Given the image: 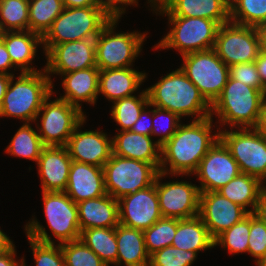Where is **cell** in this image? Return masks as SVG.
<instances>
[{"instance_id":"6da1fadb","label":"cell","mask_w":266,"mask_h":266,"mask_svg":"<svg viewBox=\"0 0 266 266\" xmlns=\"http://www.w3.org/2000/svg\"><path fill=\"white\" fill-rule=\"evenodd\" d=\"M212 122L213 118L209 116L192 120L187 125L180 124L174 135L161 146L159 172L164 173L165 176L193 174L198 169L202 158L219 139V130L216 134H211L214 126Z\"/></svg>"},{"instance_id":"7a4b0ae2","label":"cell","mask_w":266,"mask_h":266,"mask_svg":"<svg viewBox=\"0 0 266 266\" xmlns=\"http://www.w3.org/2000/svg\"><path fill=\"white\" fill-rule=\"evenodd\" d=\"M146 90L151 106L173 112L180 118L192 115L193 120H200L211 116V104L180 68Z\"/></svg>"},{"instance_id":"3957f363","label":"cell","mask_w":266,"mask_h":266,"mask_svg":"<svg viewBox=\"0 0 266 266\" xmlns=\"http://www.w3.org/2000/svg\"><path fill=\"white\" fill-rule=\"evenodd\" d=\"M14 83L11 76L9 86L0 106V117H13L25 123L35 122L44 100L53 92L51 76L45 68L39 72H20Z\"/></svg>"},{"instance_id":"277c9868","label":"cell","mask_w":266,"mask_h":266,"mask_svg":"<svg viewBox=\"0 0 266 266\" xmlns=\"http://www.w3.org/2000/svg\"><path fill=\"white\" fill-rule=\"evenodd\" d=\"M113 15L104 6L64 7L42 36L45 54L57 44L95 39Z\"/></svg>"},{"instance_id":"5b68a950","label":"cell","mask_w":266,"mask_h":266,"mask_svg":"<svg viewBox=\"0 0 266 266\" xmlns=\"http://www.w3.org/2000/svg\"><path fill=\"white\" fill-rule=\"evenodd\" d=\"M266 100V91L247 86L229 77L221 94L211 104V117L231 128H254Z\"/></svg>"},{"instance_id":"8992f818","label":"cell","mask_w":266,"mask_h":266,"mask_svg":"<svg viewBox=\"0 0 266 266\" xmlns=\"http://www.w3.org/2000/svg\"><path fill=\"white\" fill-rule=\"evenodd\" d=\"M119 19L113 16L95 38L96 66L100 70L131 67L147 38V34L135 31L114 32Z\"/></svg>"},{"instance_id":"52a82bcc","label":"cell","mask_w":266,"mask_h":266,"mask_svg":"<svg viewBox=\"0 0 266 266\" xmlns=\"http://www.w3.org/2000/svg\"><path fill=\"white\" fill-rule=\"evenodd\" d=\"M172 29L154 48L176 49L180 55L214 48L218 22L205 18L168 16Z\"/></svg>"},{"instance_id":"ba28073f","label":"cell","mask_w":266,"mask_h":266,"mask_svg":"<svg viewBox=\"0 0 266 266\" xmlns=\"http://www.w3.org/2000/svg\"><path fill=\"white\" fill-rule=\"evenodd\" d=\"M106 193L115 199L155 183L159 170L151 163L112 153L103 166Z\"/></svg>"},{"instance_id":"9c48e42d","label":"cell","mask_w":266,"mask_h":266,"mask_svg":"<svg viewBox=\"0 0 266 266\" xmlns=\"http://www.w3.org/2000/svg\"><path fill=\"white\" fill-rule=\"evenodd\" d=\"M219 139L230 151L241 173L257 177L266 185V141L255 128L220 130Z\"/></svg>"},{"instance_id":"30bf717a","label":"cell","mask_w":266,"mask_h":266,"mask_svg":"<svg viewBox=\"0 0 266 266\" xmlns=\"http://www.w3.org/2000/svg\"><path fill=\"white\" fill-rule=\"evenodd\" d=\"M181 71L212 104L221 94L229 79V67L218 57L214 49L182 55Z\"/></svg>"},{"instance_id":"8fae6325","label":"cell","mask_w":266,"mask_h":266,"mask_svg":"<svg viewBox=\"0 0 266 266\" xmlns=\"http://www.w3.org/2000/svg\"><path fill=\"white\" fill-rule=\"evenodd\" d=\"M52 94L53 92L44 100L37 114V119L42 114L37 132L45 146H66L69 137L86 116L83 110L63 99L49 101Z\"/></svg>"},{"instance_id":"7c38bea8","label":"cell","mask_w":266,"mask_h":266,"mask_svg":"<svg viewBox=\"0 0 266 266\" xmlns=\"http://www.w3.org/2000/svg\"><path fill=\"white\" fill-rule=\"evenodd\" d=\"M213 49L228 67L253 62L261 51L257 29L233 22L222 24Z\"/></svg>"},{"instance_id":"4fadbf2b","label":"cell","mask_w":266,"mask_h":266,"mask_svg":"<svg viewBox=\"0 0 266 266\" xmlns=\"http://www.w3.org/2000/svg\"><path fill=\"white\" fill-rule=\"evenodd\" d=\"M164 173L156 177V192L162 217L188 219L199 215L200 190L187 181L160 182Z\"/></svg>"},{"instance_id":"5bb4252c","label":"cell","mask_w":266,"mask_h":266,"mask_svg":"<svg viewBox=\"0 0 266 266\" xmlns=\"http://www.w3.org/2000/svg\"><path fill=\"white\" fill-rule=\"evenodd\" d=\"M43 205L47 223L59 244L80 239L77 204L65 192H44Z\"/></svg>"},{"instance_id":"9a60e30c","label":"cell","mask_w":266,"mask_h":266,"mask_svg":"<svg viewBox=\"0 0 266 266\" xmlns=\"http://www.w3.org/2000/svg\"><path fill=\"white\" fill-rule=\"evenodd\" d=\"M119 223L146 230L162 218L155 183L118 199Z\"/></svg>"},{"instance_id":"2e32d148","label":"cell","mask_w":266,"mask_h":266,"mask_svg":"<svg viewBox=\"0 0 266 266\" xmlns=\"http://www.w3.org/2000/svg\"><path fill=\"white\" fill-rule=\"evenodd\" d=\"M239 173L237 162L220 139L209 149L194 172L200 181V192L217 191Z\"/></svg>"},{"instance_id":"e0dca14e","label":"cell","mask_w":266,"mask_h":266,"mask_svg":"<svg viewBox=\"0 0 266 266\" xmlns=\"http://www.w3.org/2000/svg\"><path fill=\"white\" fill-rule=\"evenodd\" d=\"M45 71L66 74L96 66L95 39H84L54 45L46 54Z\"/></svg>"},{"instance_id":"ac0fdd59","label":"cell","mask_w":266,"mask_h":266,"mask_svg":"<svg viewBox=\"0 0 266 266\" xmlns=\"http://www.w3.org/2000/svg\"><path fill=\"white\" fill-rule=\"evenodd\" d=\"M248 214L244 208L217 191L200 193L198 216L214 240Z\"/></svg>"},{"instance_id":"d6986e66","label":"cell","mask_w":266,"mask_h":266,"mask_svg":"<svg viewBox=\"0 0 266 266\" xmlns=\"http://www.w3.org/2000/svg\"><path fill=\"white\" fill-rule=\"evenodd\" d=\"M86 118L77 125L66 148L72 160L103 168L113 153L112 138L98 130L81 131Z\"/></svg>"},{"instance_id":"ffe728a7","label":"cell","mask_w":266,"mask_h":266,"mask_svg":"<svg viewBox=\"0 0 266 266\" xmlns=\"http://www.w3.org/2000/svg\"><path fill=\"white\" fill-rule=\"evenodd\" d=\"M150 5L165 16L200 17L220 25L230 22L229 0H151Z\"/></svg>"},{"instance_id":"44dd1931","label":"cell","mask_w":266,"mask_h":266,"mask_svg":"<svg viewBox=\"0 0 266 266\" xmlns=\"http://www.w3.org/2000/svg\"><path fill=\"white\" fill-rule=\"evenodd\" d=\"M71 162L66 146H45L37 162L42 191L65 192Z\"/></svg>"},{"instance_id":"7402d4cb","label":"cell","mask_w":266,"mask_h":266,"mask_svg":"<svg viewBox=\"0 0 266 266\" xmlns=\"http://www.w3.org/2000/svg\"><path fill=\"white\" fill-rule=\"evenodd\" d=\"M65 193L76 204L106 195L103 168L72 160Z\"/></svg>"},{"instance_id":"603a6c76","label":"cell","mask_w":266,"mask_h":266,"mask_svg":"<svg viewBox=\"0 0 266 266\" xmlns=\"http://www.w3.org/2000/svg\"><path fill=\"white\" fill-rule=\"evenodd\" d=\"M113 154L153 164L158 170L161 163V146L152 141L151 136L132 132L119 131L112 137Z\"/></svg>"},{"instance_id":"cb8c5ba5","label":"cell","mask_w":266,"mask_h":266,"mask_svg":"<svg viewBox=\"0 0 266 266\" xmlns=\"http://www.w3.org/2000/svg\"><path fill=\"white\" fill-rule=\"evenodd\" d=\"M146 77V73L131 67L100 70L98 94L102 93L112 103L133 96Z\"/></svg>"},{"instance_id":"d4e9b609","label":"cell","mask_w":266,"mask_h":266,"mask_svg":"<svg viewBox=\"0 0 266 266\" xmlns=\"http://www.w3.org/2000/svg\"><path fill=\"white\" fill-rule=\"evenodd\" d=\"M99 72L98 67H90L62 74L61 77L64 76L62 86L65 94L59 98L81 110L80 102L82 101L94 105L98 98Z\"/></svg>"},{"instance_id":"484cf974","label":"cell","mask_w":266,"mask_h":266,"mask_svg":"<svg viewBox=\"0 0 266 266\" xmlns=\"http://www.w3.org/2000/svg\"><path fill=\"white\" fill-rule=\"evenodd\" d=\"M80 231L119 224L118 199L109 194L77 203Z\"/></svg>"},{"instance_id":"4316f807","label":"cell","mask_w":266,"mask_h":266,"mask_svg":"<svg viewBox=\"0 0 266 266\" xmlns=\"http://www.w3.org/2000/svg\"><path fill=\"white\" fill-rule=\"evenodd\" d=\"M1 39L7 48L14 68L21 72H39L32 65L37 46L42 45V36L30 30L2 32ZM18 66V67H17Z\"/></svg>"},{"instance_id":"83f0119b","label":"cell","mask_w":266,"mask_h":266,"mask_svg":"<svg viewBox=\"0 0 266 266\" xmlns=\"http://www.w3.org/2000/svg\"><path fill=\"white\" fill-rule=\"evenodd\" d=\"M118 255L117 266H149L150 255L145 247L142 230L130 228L122 224L115 227Z\"/></svg>"},{"instance_id":"f1b7e54d","label":"cell","mask_w":266,"mask_h":266,"mask_svg":"<svg viewBox=\"0 0 266 266\" xmlns=\"http://www.w3.org/2000/svg\"><path fill=\"white\" fill-rule=\"evenodd\" d=\"M36 266H65L61 245L54 244L44 226L35 218L25 225ZM23 266H26L24 257Z\"/></svg>"},{"instance_id":"f546056e","label":"cell","mask_w":266,"mask_h":266,"mask_svg":"<svg viewBox=\"0 0 266 266\" xmlns=\"http://www.w3.org/2000/svg\"><path fill=\"white\" fill-rule=\"evenodd\" d=\"M264 185L257 177L240 172L217 192L244 208L248 213H254L260 195L266 188ZM250 206L251 209H247Z\"/></svg>"},{"instance_id":"4dcf8cb0","label":"cell","mask_w":266,"mask_h":266,"mask_svg":"<svg viewBox=\"0 0 266 266\" xmlns=\"http://www.w3.org/2000/svg\"><path fill=\"white\" fill-rule=\"evenodd\" d=\"M172 246L196 253L215 247L214 239L199 216L177 219V230L173 237Z\"/></svg>"},{"instance_id":"1f68e13d","label":"cell","mask_w":266,"mask_h":266,"mask_svg":"<svg viewBox=\"0 0 266 266\" xmlns=\"http://www.w3.org/2000/svg\"><path fill=\"white\" fill-rule=\"evenodd\" d=\"M80 239L108 266H117V239L115 227L90 228L81 232Z\"/></svg>"},{"instance_id":"d6a6232c","label":"cell","mask_w":266,"mask_h":266,"mask_svg":"<svg viewBox=\"0 0 266 266\" xmlns=\"http://www.w3.org/2000/svg\"><path fill=\"white\" fill-rule=\"evenodd\" d=\"M31 126L30 123H24L13 136L5 152L37 163L45 145Z\"/></svg>"},{"instance_id":"836d02e7","label":"cell","mask_w":266,"mask_h":266,"mask_svg":"<svg viewBox=\"0 0 266 266\" xmlns=\"http://www.w3.org/2000/svg\"><path fill=\"white\" fill-rule=\"evenodd\" d=\"M149 105L147 90L139 96L125 97L113 102L111 117L121 127L120 131L131 130L142 110Z\"/></svg>"},{"instance_id":"e575fe53","label":"cell","mask_w":266,"mask_h":266,"mask_svg":"<svg viewBox=\"0 0 266 266\" xmlns=\"http://www.w3.org/2000/svg\"><path fill=\"white\" fill-rule=\"evenodd\" d=\"M63 9L62 0H29V30L43 36Z\"/></svg>"},{"instance_id":"d590c367","label":"cell","mask_w":266,"mask_h":266,"mask_svg":"<svg viewBox=\"0 0 266 266\" xmlns=\"http://www.w3.org/2000/svg\"><path fill=\"white\" fill-rule=\"evenodd\" d=\"M230 22L257 27L266 22V0H229Z\"/></svg>"},{"instance_id":"8d00e7d4","label":"cell","mask_w":266,"mask_h":266,"mask_svg":"<svg viewBox=\"0 0 266 266\" xmlns=\"http://www.w3.org/2000/svg\"><path fill=\"white\" fill-rule=\"evenodd\" d=\"M0 28L2 32L29 30V0H0Z\"/></svg>"},{"instance_id":"74e56055","label":"cell","mask_w":266,"mask_h":266,"mask_svg":"<svg viewBox=\"0 0 266 266\" xmlns=\"http://www.w3.org/2000/svg\"><path fill=\"white\" fill-rule=\"evenodd\" d=\"M177 230V219L162 217L144 230L145 247L149 255L172 245Z\"/></svg>"},{"instance_id":"f35d334b","label":"cell","mask_w":266,"mask_h":266,"mask_svg":"<svg viewBox=\"0 0 266 266\" xmlns=\"http://www.w3.org/2000/svg\"><path fill=\"white\" fill-rule=\"evenodd\" d=\"M250 231V213L234 224L228 230L221 233L215 240L214 245L221 246L231 254L248 253V239Z\"/></svg>"},{"instance_id":"ab89813d","label":"cell","mask_w":266,"mask_h":266,"mask_svg":"<svg viewBox=\"0 0 266 266\" xmlns=\"http://www.w3.org/2000/svg\"><path fill=\"white\" fill-rule=\"evenodd\" d=\"M60 245L65 266H108L81 239Z\"/></svg>"},{"instance_id":"60d3db41","label":"cell","mask_w":266,"mask_h":266,"mask_svg":"<svg viewBox=\"0 0 266 266\" xmlns=\"http://www.w3.org/2000/svg\"><path fill=\"white\" fill-rule=\"evenodd\" d=\"M197 255L170 245L151 254L149 266H191Z\"/></svg>"},{"instance_id":"b9f144b4","label":"cell","mask_w":266,"mask_h":266,"mask_svg":"<svg viewBox=\"0 0 266 266\" xmlns=\"http://www.w3.org/2000/svg\"><path fill=\"white\" fill-rule=\"evenodd\" d=\"M248 253L259 265L266 258V225L254 213H250Z\"/></svg>"},{"instance_id":"7bdbcfd3","label":"cell","mask_w":266,"mask_h":266,"mask_svg":"<svg viewBox=\"0 0 266 266\" xmlns=\"http://www.w3.org/2000/svg\"><path fill=\"white\" fill-rule=\"evenodd\" d=\"M151 107L154 108V109H152V114H151V119L152 118L154 119V120H152L153 124H152L151 136H153V135L161 136L157 140V143L160 146H163L174 135V133L176 132V130L180 126L181 123H179V122H180L181 118L177 114L170 112L168 110L160 109V108H157L155 106H151ZM163 116L167 120L166 121L167 123L164 124L166 127L163 124H157V122H156L157 121L156 119H160V118L163 119L162 118ZM158 128H160V129H158ZM161 129H162V132H161Z\"/></svg>"},{"instance_id":"ee69618b","label":"cell","mask_w":266,"mask_h":266,"mask_svg":"<svg viewBox=\"0 0 266 266\" xmlns=\"http://www.w3.org/2000/svg\"><path fill=\"white\" fill-rule=\"evenodd\" d=\"M229 76L231 79L240 81L247 86L266 91L260 80L255 61L229 66Z\"/></svg>"},{"instance_id":"f6af8a7d","label":"cell","mask_w":266,"mask_h":266,"mask_svg":"<svg viewBox=\"0 0 266 266\" xmlns=\"http://www.w3.org/2000/svg\"><path fill=\"white\" fill-rule=\"evenodd\" d=\"M148 107H151V105L149 104L147 108H144L142 110L139 118L134 123L133 127L131 128L132 132L139 133V134L146 135V136H151L153 123H152V120L149 121L150 118L147 116H151L150 114L152 113V110H148ZM145 109H147L148 111Z\"/></svg>"},{"instance_id":"bcb514c9","label":"cell","mask_w":266,"mask_h":266,"mask_svg":"<svg viewBox=\"0 0 266 266\" xmlns=\"http://www.w3.org/2000/svg\"><path fill=\"white\" fill-rule=\"evenodd\" d=\"M99 5L104 6L113 16H122L126 9L122 5H135L138 0H97Z\"/></svg>"},{"instance_id":"7dc6e473","label":"cell","mask_w":266,"mask_h":266,"mask_svg":"<svg viewBox=\"0 0 266 266\" xmlns=\"http://www.w3.org/2000/svg\"><path fill=\"white\" fill-rule=\"evenodd\" d=\"M12 67L14 66L12 64L10 55L7 52V48L4 44V41L0 38V73L13 76L14 75L13 73H9Z\"/></svg>"},{"instance_id":"c3c4849f","label":"cell","mask_w":266,"mask_h":266,"mask_svg":"<svg viewBox=\"0 0 266 266\" xmlns=\"http://www.w3.org/2000/svg\"><path fill=\"white\" fill-rule=\"evenodd\" d=\"M15 255V246L6 252H1L0 266H23V260L21 259L20 261H16Z\"/></svg>"},{"instance_id":"681fc988","label":"cell","mask_w":266,"mask_h":266,"mask_svg":"<svg viewBox=\"0 0 266 266\" xmlns=\"http://www.w3.org/2000/svg\"><path fill=\"white\" fill-rule=\"evenodd\" d=\"M255 65L257 67L260 80L266 88V52L260 51L258 57L255 59Z\"/></svg>"},{"instance_id":"f907efd6","label":"cell","mask_w":266,"mask_h":266,"mask_svg":"<svg viewBox=\"0 0 266 266\" xmlns=\"http://www.w3.org/2000/svg\"><path fill=\"white\" fill-rule=\"evenodd\" d=\"M254 214L266 225V188L260 195Z\"/></svg>"},{"instance_id":"816d5d0a","label":"cell","mask_w":266,"mask_h":266,"mask_svg":"<svg viewBox=\"0 0 266 266\" xmlns=\"http://www.w3.org/2000/svg\"><path fill=\"white\" fill-rule=\"evenodd\" d=\"M62 3L67 8L102 6L97 0H62Z\"/></svg>"},{"instance_id":"f5cc1de1","label":"cell","mask_w":266,"mask_h":266,"mask_svg":"<svg viewBox=\"0 0 266 266\" xmlns=\"http://www.w3.org/2000/svg\"><path fill=\"white\" fill-rule=\"evenodd\" d=\"M261 135L266 137V100L263 102L261 106V110L259 112V118L256 126L254 127Z\"/></svg>"},{"instance_id":"db71d44e","label":"cell","mask_w":266,"mask_h":266,"mask_svg":"<svg viewBox=\"0 0 266 266\" xmlns=\"http://www.w3.org/2000/svg\"><path fill=\"white\" fill-rule=\"evenodd\" d=\"M11 79V75L0 73V106L2 105L4 95L7 91Z\"/></svg>"},{"instance_id":"11a10c76","label":"cell","mask_w":266,"mask_h":266,"mask_svg":"<svg viewBox=\"0 0 266 266\" xmlns=\"http://www.w3.org/2000/svg\"><path fill=\"white\" fill-rule=\"evenodd\" d=\"M14 247L13 241L0 230V253L6 252Z\"/></svg>"},{"instance_id":"9f6ffc18","label":"cell","mask_w":266,"mask_h":266,"mask_svg":"<svg viewBox=\"0 0 266 266\" xmlns=\"http://www.w3.org/2000/svg\"><path fill=\"white\" fill-rule=\"evenodd\" d=\"M256 29L260 41V50L266 52V22L257 26Z\"/></svg>"},{"instance_id":"6f0895ef","label":"cell","mask_w":266,"mask_h":266,"mask_svg":"<svg viewBox=\"0 0 266 266\" xmlns=\"http://www.w3.org/2000/svg\"><path fill=\"white\" fill-rule=\"evenodd\" d=\"M258 266H266V258Z\"/></svg>"}]
</instances>
